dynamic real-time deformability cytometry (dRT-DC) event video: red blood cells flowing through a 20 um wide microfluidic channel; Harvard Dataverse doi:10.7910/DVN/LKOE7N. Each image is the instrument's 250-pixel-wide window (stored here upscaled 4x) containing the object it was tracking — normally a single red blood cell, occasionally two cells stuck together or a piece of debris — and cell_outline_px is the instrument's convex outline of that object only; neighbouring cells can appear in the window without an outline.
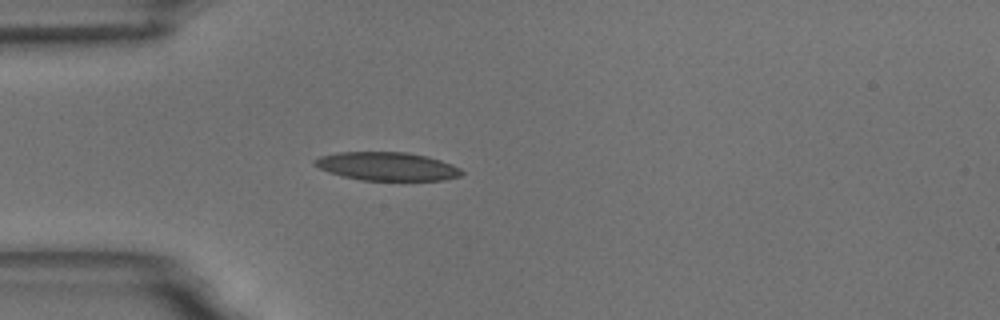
{"species": "common noctule bat (a hibernating species)", "species_latin": "Nyctalus noctula", "temperature_condition": "room temperature", "stored_images_in_passage": 41, "camera_frame_rate_fps": 3000, "um_per_image_px": 0.085, "animal": {"sex": "male", "body_mass_g": 18.8}, "frame": {"image": 1, "passage_image": 1, "time_ms": 0.0, "image_size_px": [1000, 320], "cell_outline_px": [[464, 172], [460, 176], [444, 180], [360, 180], [328, 172], [312, 164], [312, 160], [320, 156], [340, 152], [404, 152], [428, 156], [452, 164], [460, 168]], "centroid_in_image_um": [32.9, 14.14], "position_along_channel_um": 52.1, "area_um2": 24.33}}
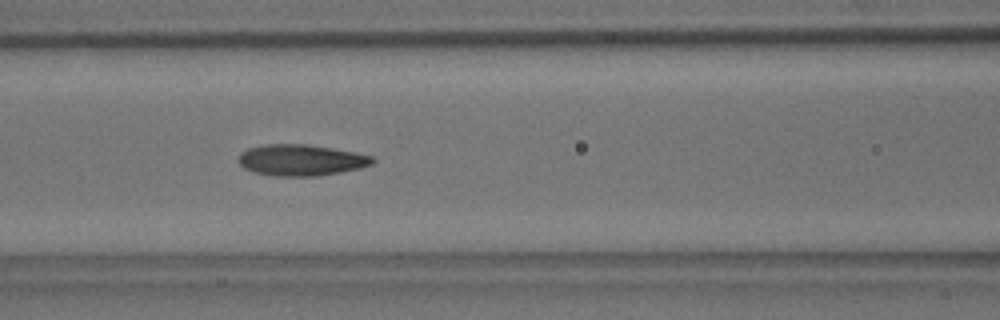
{"frame": {"image": 2, "passage_image": 9, "time_ms": 2.667, "image_size_px": [1000, 320], "cell_outline_px": [[376, 160], [372, 164], [360, 168], [320, 176], [276, 176], [256, 172], [244, 168], [240, 164], [240, 152], [248, 148], [264, 144], [308, 144], [356, 152], [372, 156]], "centroid_in_image_um": [25.62, 13.6], "position_along_channel_um": 141.0, "area_um2": 24.39}}
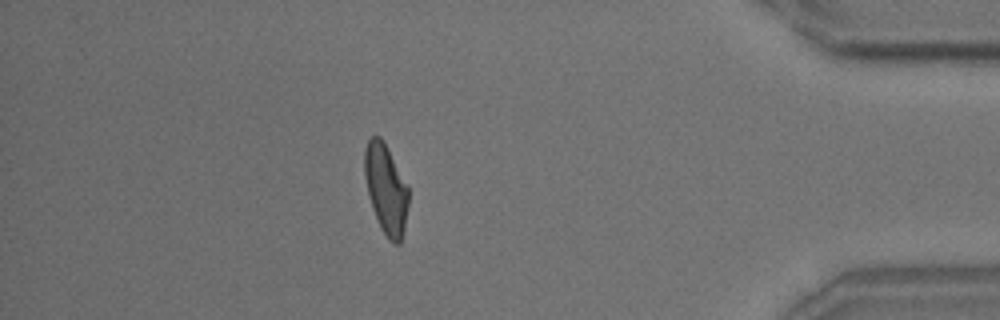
{"frame": {"image": 3, "passage_image": 34, "time_ms": 11.0, "image_size_px": [1000, 320], "cell_outline_px": [[408, 204], [404, 228], [400, 244], [396, 244], [388, 240], [380, 228], [372, 208], [364, 176], [364, 148], [368, 140], [372, 136], [380, 136], [384, 140], [408, 184]], "centroid_in_image_um": [32.8, 16.04], "position_along_channel_um": 402.4, "area_um2": 23.24}, "authors_computed_cell_mechanics": {"area_um2": 23.409, "velocity_mm_per_s": 3.6418, "shape_relaxation_time_tau1_ms": 4.4594, "shape_relaxation_time_tau2_ms": 1.959, "deformation_change_tau1": 0.1573, "deformation_change_tau2": 0.0811}}